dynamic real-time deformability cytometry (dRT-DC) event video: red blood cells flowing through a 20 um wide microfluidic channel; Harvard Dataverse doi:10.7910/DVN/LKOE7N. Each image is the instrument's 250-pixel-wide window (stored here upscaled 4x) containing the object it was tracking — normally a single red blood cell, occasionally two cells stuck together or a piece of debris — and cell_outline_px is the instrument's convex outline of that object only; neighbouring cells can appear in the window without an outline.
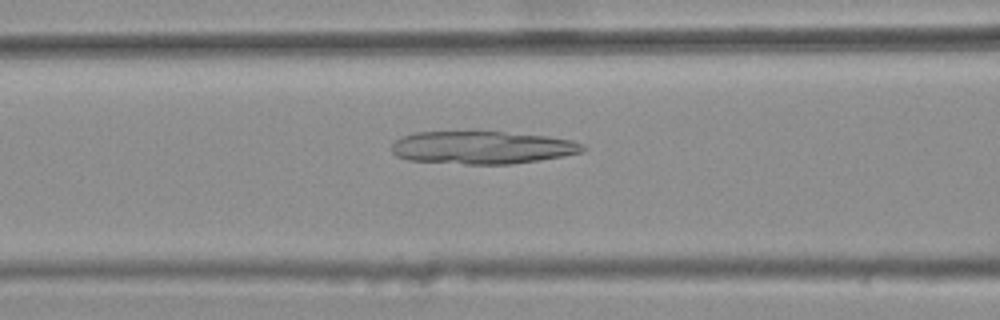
{"species": "common noctule bat (a hibernating species)", "species_latin": "Nyctalus noctula", "temperature_condition": "warm", "stored_images_in_passage": 4, "camera_frame_rate_fps": 3000, "um_per_image_px": 0.085, "animal": {"sex": "female", "body_mass_g": 25.1}, "frame": {"image": 1, "passage_image": 4, "time_ms": 1.0, "image_size_px": [1000, 320], "cell_outline_px": [[588, 148], [580, 152], [560, 156], [512, 164], [464, 164], [408, 160], [396, 156], [392, 152], [392, 144], [396, 140], [404, 136], [416, 132], [504, 132], [548, 136], [572, 140], [584, 144]], "centroid_in_image_um": [40.98, 12.54], "position_along_channel_um": 125.6, "area_um2": 36.3}}